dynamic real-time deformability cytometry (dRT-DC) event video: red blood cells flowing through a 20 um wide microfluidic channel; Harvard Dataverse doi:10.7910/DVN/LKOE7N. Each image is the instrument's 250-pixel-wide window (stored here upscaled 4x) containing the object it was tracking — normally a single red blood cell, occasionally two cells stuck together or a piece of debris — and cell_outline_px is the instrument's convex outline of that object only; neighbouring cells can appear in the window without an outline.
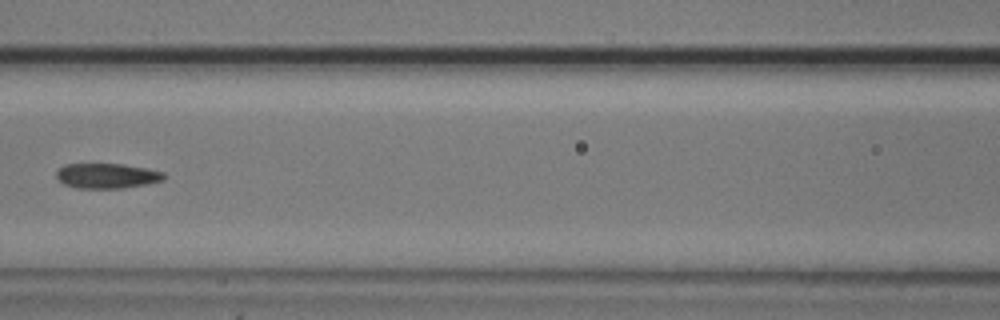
{"species": "common noctule bat (a hibernating species)", "species_latin": "Nyctalus noctula", "temperature_condition": "cold", "stored_images_in_passage": 8, "camera_frame_rate_fps": 3000, "um_per_image_px": 0.085, "animal": {"sex": "male", "body_mass_g": 20.5, "forearm_length_mm": 52.5}, "frame": {"image": 1, "passage_image": 8, "time_ms": 8.0, "image_size_px": [1000, 320], "cell_outline_px": [[168, 176], [164, 180], [148, 184], [124, 188], [76, 188], [64, 184], [56, 176], [56, 172], [64, 164], [124, 164], [148, 168], [164, 172]], "centroid_in_image_um": [9.15, 14.94], "position_along_channel_um": 157.4, "area_um2": 15.9}}